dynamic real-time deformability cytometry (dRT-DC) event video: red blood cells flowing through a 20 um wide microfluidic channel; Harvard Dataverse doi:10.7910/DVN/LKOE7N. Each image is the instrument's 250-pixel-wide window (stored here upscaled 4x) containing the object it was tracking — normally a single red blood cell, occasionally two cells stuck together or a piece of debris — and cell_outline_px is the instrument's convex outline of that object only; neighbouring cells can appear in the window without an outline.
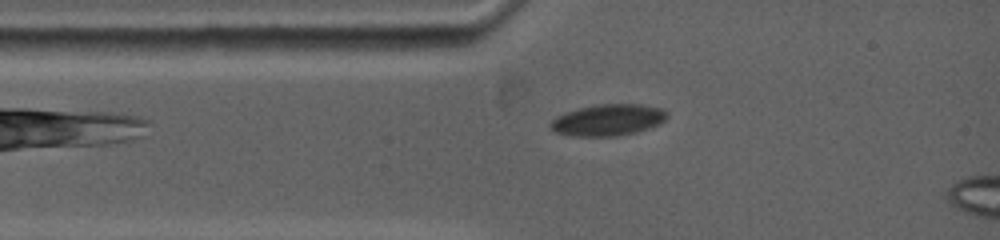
{"species": "common noctule bat (a hibernating species)", "species_latin": "Nyctalus noctula", "temperature_condition": "warm", "stored_images_in_passage": 4, "camera_frame_rate_fps": 5000, "um_per_image_px": 0.085, "animal": {"sex": "female", "body_mass_g": 19.0, "forearm_length_mm": 53.3}, "frame": {"image": 1, "passage_image": 2, "time_ms": 0.6, "image_size_px": [1000, 240], "cell_outline_px": [[668, 116], [660, 124], [636, 132], [616, 136], [576, 136], [556, 132], [548, 128], [548, 124], [556, 116], [580, 108], [596, 104], [640, 104], [660, 108], [668, 112]], "centroid_in_image_um": [51.68, 10.2], "position_along_channel_um": 33.3, "area_um2": 21.33}}